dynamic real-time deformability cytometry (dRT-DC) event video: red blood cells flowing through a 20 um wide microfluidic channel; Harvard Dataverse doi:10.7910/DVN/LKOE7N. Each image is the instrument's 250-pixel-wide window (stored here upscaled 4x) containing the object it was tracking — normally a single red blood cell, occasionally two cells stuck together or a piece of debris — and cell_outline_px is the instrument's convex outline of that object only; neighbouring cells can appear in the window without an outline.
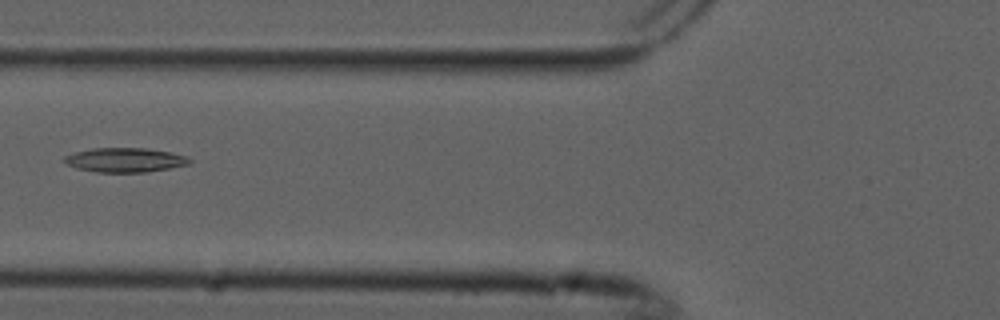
{"species": "common noctule bat (a hibernating species)", "species_latin": "Nyctalus noctula", "temperature_condition": "cold", "stored_images_in_passage": 5, "camera_frame_rate_fps": 3000, "um_per_image_px": 0.085, "animal": {"sex": "male", "forearm_length_mm": 52.5}, "frame": {"image": 1, "passage_image": 5, "time_ms": 1.333, "image_size_px": [1000, 320], "cell_outline_px": [[192, 164], [148, 172], [96, 172], [76, 168], [68, 164], [64, 160], [64, 156], [76, 152], [92, 148], [148, 148], [188, 156], [192, 160]], "centroid_in_image_um": [10.68, 13.6], "position_along_channel_um": 115.1, "area_um2": 17.8}}